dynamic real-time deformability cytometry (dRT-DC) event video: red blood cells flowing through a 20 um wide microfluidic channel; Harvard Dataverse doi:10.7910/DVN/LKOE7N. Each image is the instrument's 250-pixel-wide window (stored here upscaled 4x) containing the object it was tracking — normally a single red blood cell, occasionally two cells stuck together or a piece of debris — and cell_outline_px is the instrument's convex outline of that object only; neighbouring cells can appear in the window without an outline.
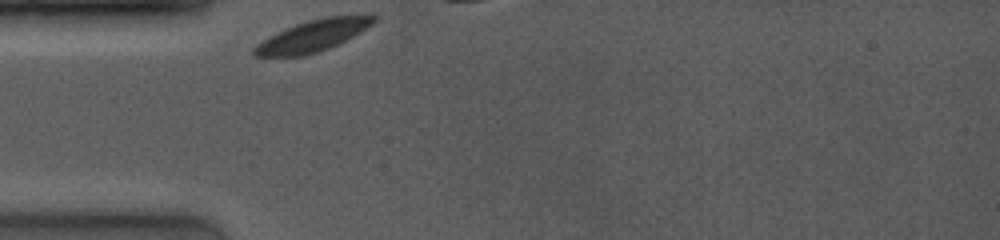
{"species": "common noctule bat (a hibernating species)", "species_latin": "Nyctalus noctula", "temperature_condition": "room temperature", "stored_images_in_passage": 7, "camera_frame_rate_fps": 4000, "um_per_image_px": 0.085, "animal": {"sex": "female", "body_mass_g": 19.0, "forearm_length_mm": 53.3}, "frame": {"image": 1, "passage_image": 1, "time_ms": 0.0, "image_size_px": [1000, 240], "cell_outline_px": [[376, 20], [372, 24], [360, 32], [328, 48], [304, 56], [252, 56], [252, 48], [256, 44], [296, 24], [308, 20], [324, 16], [376, 16]], "centroid_in_image_um": [26.55, 3.05], "position_along_channel_um": 58.5, "area_um2": 21.21}}